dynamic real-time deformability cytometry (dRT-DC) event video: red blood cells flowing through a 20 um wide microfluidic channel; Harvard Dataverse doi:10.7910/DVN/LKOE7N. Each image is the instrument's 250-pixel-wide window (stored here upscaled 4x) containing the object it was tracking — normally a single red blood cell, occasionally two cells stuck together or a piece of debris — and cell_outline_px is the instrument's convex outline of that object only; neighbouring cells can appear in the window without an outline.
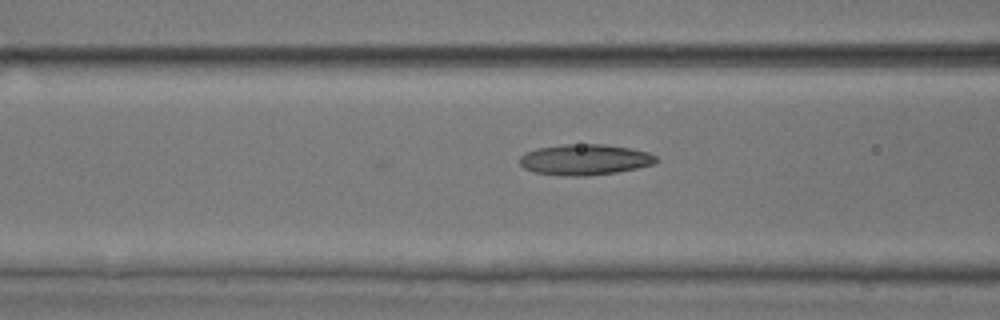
{"species": "common noctule bat (a hibernating species)", "species_latin": "Nyctalus noctula", "temperature_condition": "room temperature", "stored_images_in_passage": 11, "camera_frame_rate_fps": 3000, "um_per_image_px": 0.085, "animal": {"sex": "male", "body_mass_g": 17.9, "forearm_length_mm": 54.2}, "frame": {"image": 1, "passage_image": 11, "time_ms": 3.333, "image_size_px": [1000, 320], "cell_outline_px": [[660, 160], [652, 164], [636, 168], [616, 172], [588, 176], [564, 176], [532, 172], [524, 168], [520, 164], [520, 156], [536, 148], [564, 144], [604, 144], [632, 148], [648, 152], [656, 156]], "centroid_in_image_um": [49.71, 13.57], "position_along_channel_um": 116.9, "area_um2": 24.62}}